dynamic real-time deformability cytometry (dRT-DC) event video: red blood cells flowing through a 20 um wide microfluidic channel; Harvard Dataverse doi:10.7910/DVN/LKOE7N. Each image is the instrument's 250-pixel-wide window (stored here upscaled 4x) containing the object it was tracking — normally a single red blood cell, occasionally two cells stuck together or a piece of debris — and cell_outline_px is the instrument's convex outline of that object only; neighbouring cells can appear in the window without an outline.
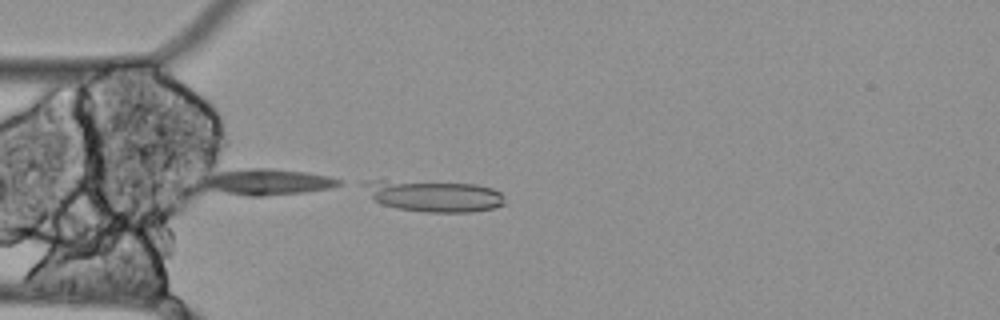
{"species": "Egyptian fruit bat (a non-hibernating species)", "species_latin": "Rousettus aegyptiacus", "temperature_condition": "cold", "stored_images_in_passage": 2, "camera_frame_rate_fps": 3000, "um_per_image_px": 0.085, "animal": {"sex": "female"}, "frame": {"image": 1, "passage_image": 1, "time_ms": 0.0, "image_size_px": [1000, 320], "cell_outline_px": [[508, 204], [496, 208], [472, 212], [424, 212], [396, 208], [380, 204], [360, 184], [368, 180], [380, 180], [476, 184], [492, 188], [500, 192], [504, 196]], "centroid_in_image_um": [36.94, 16.67], "position_along_channel_um": 48.1, "area_um2": 25.89}}